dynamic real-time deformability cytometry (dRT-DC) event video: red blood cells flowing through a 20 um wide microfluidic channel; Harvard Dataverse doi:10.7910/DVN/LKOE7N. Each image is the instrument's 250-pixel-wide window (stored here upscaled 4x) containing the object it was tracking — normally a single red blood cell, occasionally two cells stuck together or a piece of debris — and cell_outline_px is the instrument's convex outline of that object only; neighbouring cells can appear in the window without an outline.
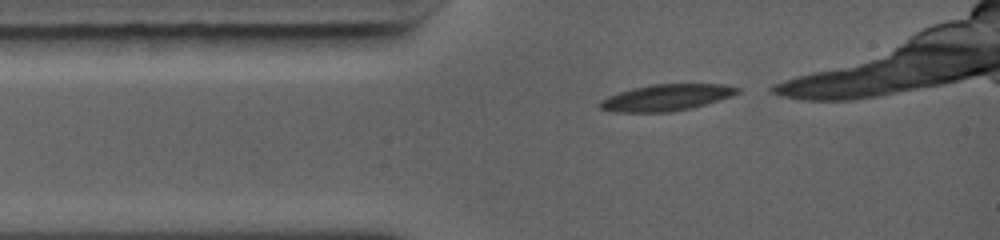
{"species": "common noctule bat (a hibernating species)", "species_latin": "Nyctalus noctula", "temperature_condition": "warm", "stored_images_in_passage": 5, "camera_frame_rate_fps": 5000, "um_per_image_px": 0.085, "animal": {"sex": "female", "body_mass_g": 19.0, "forearm_length_mm": 56.7}, "frame": {"image": 1, "passage_image": 1, "time_ms": 0.0, "image_size_px": [1000, 240], "cell_outline_px": [[740, 92], [732, 96], [692, 108], [672, 112], [612, 112], [600, 108], [600, 100], [608, 96], [632, 88], [652, 84], [724, 84], [740, 88]], "centroid_in_image_um": [56.65, 8.29], "position_along_channel_um": 28.4, "area_um2": 21.21}}
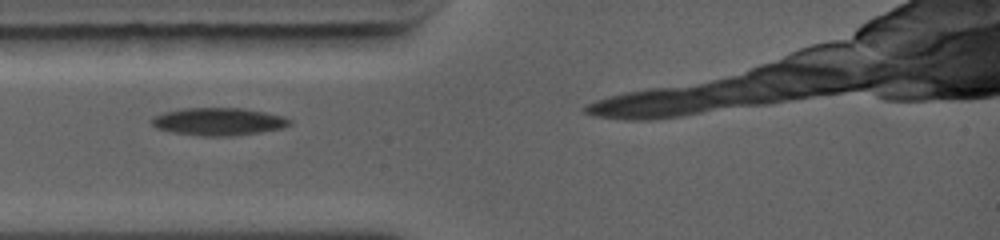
{"frame": {"image": 2, "passage_image": 3, "time_ms": 1.2, "image_size_px": [1000, 240], "cell_outline_px": [[292, 124], [284, 128], [260, 132], [228, 136], [200, 136], [176, 132], [156, 128], [152, 124], [152, 116], [164, 112], [184, 108], [240, 108], [264, 112], [284, 116], [292, 120]], "centroid_in_image_um": [18.6, 10.33], "position_along_channel_um": 66.4, "area_um2": 22.14}}